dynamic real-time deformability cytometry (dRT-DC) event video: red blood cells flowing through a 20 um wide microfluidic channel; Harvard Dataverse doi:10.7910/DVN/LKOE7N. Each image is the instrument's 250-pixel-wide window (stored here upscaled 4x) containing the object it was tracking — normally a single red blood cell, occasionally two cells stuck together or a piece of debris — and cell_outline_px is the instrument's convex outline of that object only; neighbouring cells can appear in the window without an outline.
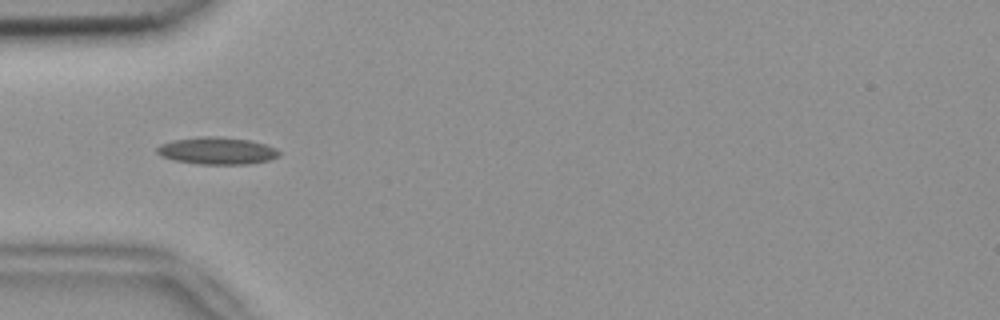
{"species": "common noctule bat (a hibernating species)", "species_latin": "Nyctalus noctula", "temperature_condition": "room temperature", "stored_images_in_passage": 7, "camera_frame_rate_fps": 3000, "um_per_image_px": 0.085, "animal": {"sex": "female", "body_mass_g": 18.4}, "frame": {"image": 1, "passage_image": 5, "time_ms": 1.333, "image_size_px": [1000, 320], "cell_outline_px": [[280, 156], [268, 160], [248, 164], [196, 164], [176, 160], [160, 156], [156, 152], [156, 148], [160, 144], [172, 140], [200, 136], [220, 136], [252, 140], [268, 144], [276, 148], [280, 152]], "centroid_in_image_um": [18.46, 12.8], "position_along_channel_um": 66.5, "area_um2": 19.65}}